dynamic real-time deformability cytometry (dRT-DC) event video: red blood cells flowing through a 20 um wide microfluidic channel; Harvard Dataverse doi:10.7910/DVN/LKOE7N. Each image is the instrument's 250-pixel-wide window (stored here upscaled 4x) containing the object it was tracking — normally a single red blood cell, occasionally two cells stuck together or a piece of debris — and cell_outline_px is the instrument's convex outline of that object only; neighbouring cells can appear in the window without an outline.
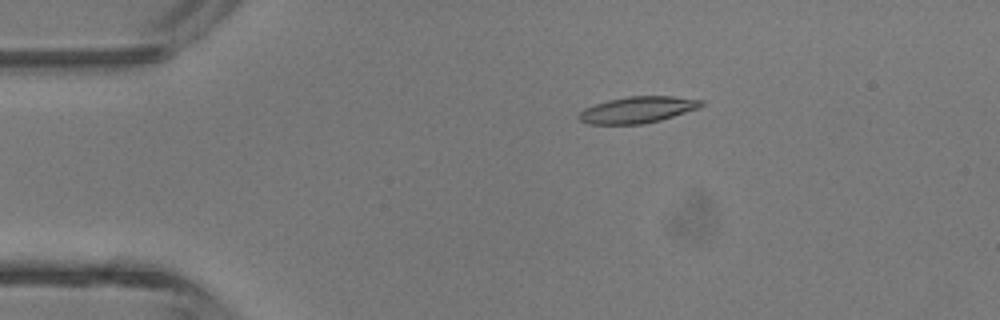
{"species": "common noctule bat (a hibernating species)", "species_latin": "Nyctalus noctula", "temperature_condition": "room temperature", "stored_images_in_passage": 4, "camera_frame_rate_fps": 3000, "um_per_image_px": 0.085, "animal": {"sex": "male", "body_mass_g": 13.3}, "frame": {"image": 1, "passage_image": 3, "time_ms": 2.333, "image_size_px": [1000, 320], "cell_outline_px": [[704, 104], [700, 108], [660, 120], [644, 124], [588, 124], [580, 120], [576, 116], [584, 108], [608, 100], [628, 96], [672, 96], [704, 100]], "centroid_in_image_um": [54.21, 9.33], "position_along_channel_um": 30.8, "area_um2": 18.9}}